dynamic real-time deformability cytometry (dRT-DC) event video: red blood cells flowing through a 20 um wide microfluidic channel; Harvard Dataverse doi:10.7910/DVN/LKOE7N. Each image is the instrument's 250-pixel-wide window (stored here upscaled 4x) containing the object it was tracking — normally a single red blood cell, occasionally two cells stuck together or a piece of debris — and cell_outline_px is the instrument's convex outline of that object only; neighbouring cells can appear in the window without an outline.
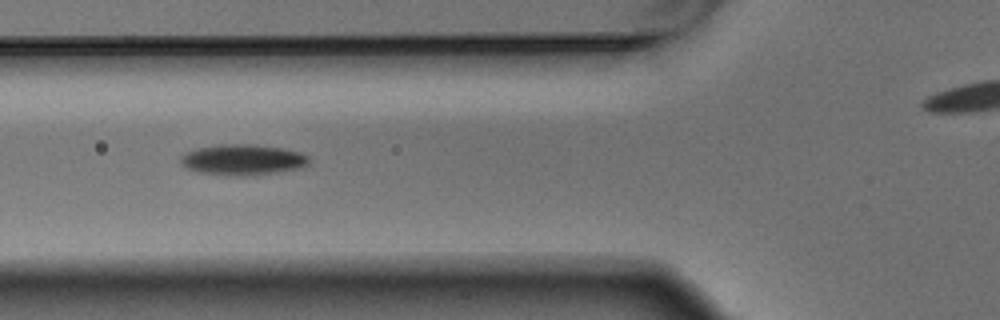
{"species": "Egyptian fruit bat (a non-hibernating species)", "species_latin": "Rousettus aegyptiacus", "temperature_condition": "warm", "stored_images_in_passage": 6, "camera_frame_rate_fps": 3000, "um_per_image_px": 0.085, "animal": {"sex": "male"}, "frame": {"image": 1, "passage_image": 5, "time_ms": 1.333, "image_size_px": [1000, 320], "cell_outline_px": [[312, 160], [304, 168], [256, 176], [228, 176], [200, 172], [188, 168], [180, 164], [180, 156], [188, 152], [200, 148], [220, 144], [256, 144], [284, 148], [300, 152], [308, 156]], "centroid_in_image_um": [20.72, 13.59], "position_along_channel_um": 105.1, "area_um2": 23.47}}
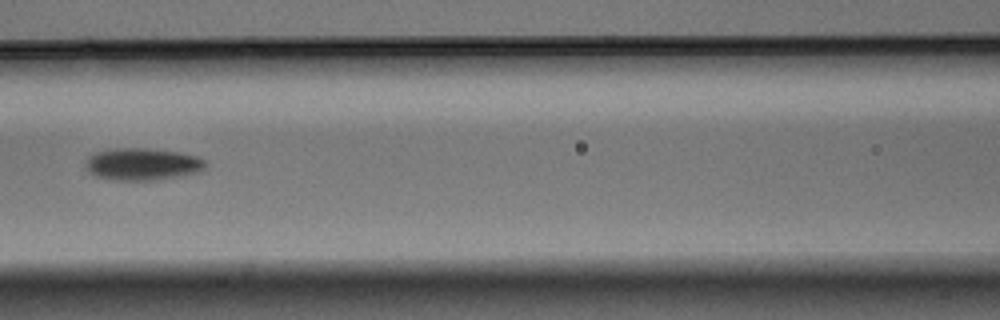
{"frame": {"image": 2, "passage_image": 6, "time_ms": 1.667, "image_size_px": [1000, 320], "cell_outline_px": [[204, 168], [196, 172], [152, 180], [108, 180], [96, 176], [88, 172], [84, 164], [88, 156], [96, 152], [112, 148], [148, 148], [180, 152], [196, 156], [204, 160]], "centroid_in_image_um": [12.01, 13.94], "position_along_channel_um": 154.6, "area_um2": 22.37}}